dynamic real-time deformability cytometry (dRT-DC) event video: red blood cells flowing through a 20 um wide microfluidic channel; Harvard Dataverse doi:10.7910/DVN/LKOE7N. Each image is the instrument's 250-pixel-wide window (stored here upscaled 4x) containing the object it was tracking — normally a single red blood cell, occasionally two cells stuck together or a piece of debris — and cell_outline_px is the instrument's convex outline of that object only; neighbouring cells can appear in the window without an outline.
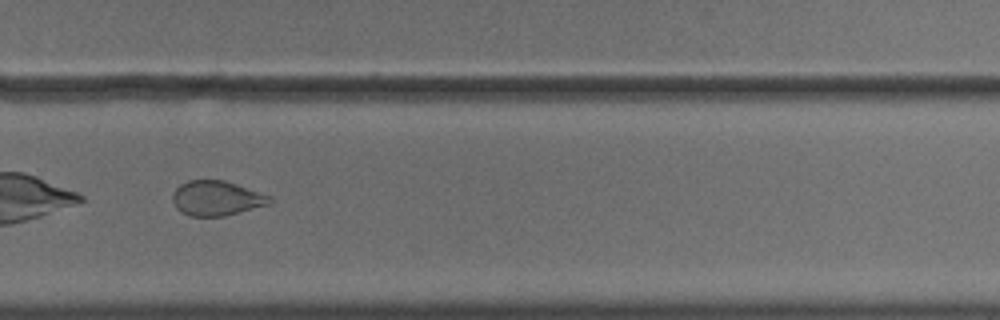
{"species": "common noctule bat (a hibernating species)", "species_latin": "Nyctalus noctula", "temperature_condition": "cold", "stored_images_in_passage": 54, "camera_frame_rate_fps": 3000, "um_per_image_px": 0.085, "animal": {"sex": "male", "body_mass_g": 18.8}, "frame": {"image": 1, "passage_image": 39, "time_ms": 12.667, "image_size_px": [1000, 320], "cell_outline_px": [[272, 200], [268, 204], [224, 216], [188, 216], [180, 212], [176, 208], [172, 200], [172, 196], [176, 188], [180, 184], [188, 180], [224, 180], [272, 196]], "centroid_in_image_um": [18.37, 16.85], "position_along_channel_um": 311.4, "area_um2": 19.65}, "authors_computed_cell_mechanics": {"area_um2": 25.0274, "velocity_mm_per_s": 3.6332, "shape_relaxation_time_tau1_ms": null, "shape_relaxation_time_tau2_ms": 1.412, "deformation_change_tau1": null, "deformation_change_tau2": 0.0645}}